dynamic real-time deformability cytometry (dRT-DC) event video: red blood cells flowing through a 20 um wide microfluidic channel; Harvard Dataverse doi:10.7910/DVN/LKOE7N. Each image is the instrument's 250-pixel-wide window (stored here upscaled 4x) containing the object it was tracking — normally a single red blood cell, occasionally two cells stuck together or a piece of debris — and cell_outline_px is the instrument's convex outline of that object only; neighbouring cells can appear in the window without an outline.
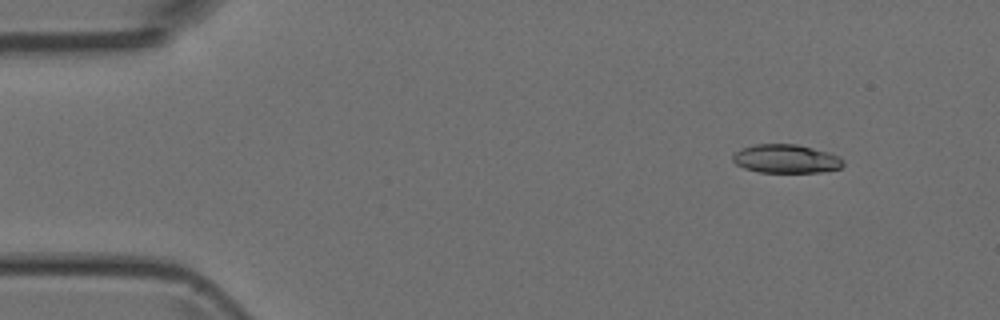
{"species": "Egyptian fruit bat (a non-hibernating species)", "species_latin": "Rousettus aegyptiacus", "temperature_condition": "room temperature", "stored_images_in_passage": 50, "camera_frame_rate_fps": 3000, "um_per_image_px": 0.085, "animal": {"sex": "female"}, "frame": {"image": 1, "passage_image": 6, "time_ms": 1.667, "image_size_px": [1000, 320], "cell_outline_px": [[844, 164], [840, 168], [820, 172], [760, 172], [744, 168], [736, 164], [732, 160], [732, 156], [740, 148], [756, 144], [796, 144], [828, 152], [840, 156], [844, 160]], "centroid_in_image_um": [66.81, 13.49], "position_along_channel_um": 18.2, "area_um2": 18.44}}
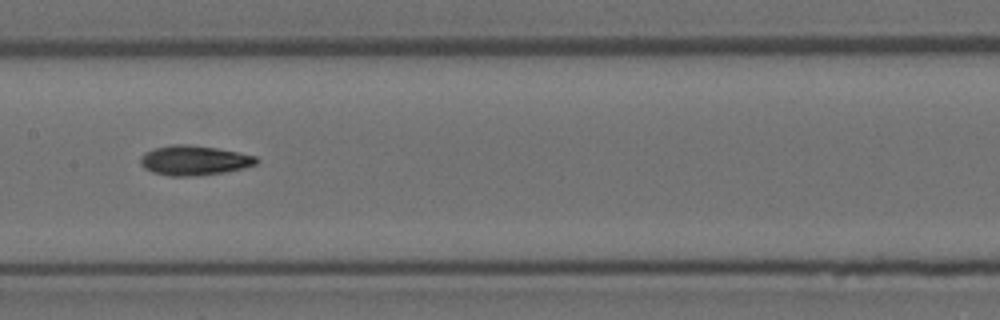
{"frame": {"image": 2, "passage_image": 25, "time_ms": 8.0, "image_size_px": [1000, 320], "cell_outline_px": [[260, 160], [256, 164], [244, 168], [224, 172], [196, 176], [168, 176], [152, 172], [144, 168], [140, 164], [140, 160], [144, 152], [156, 148], [172, 144], [188, 144], [216, 148], [256, 156]], "centroid_in_image_um": [16.49, 13.64], "position_along_channel_um": 190.9, "area_um2": 20.11}}
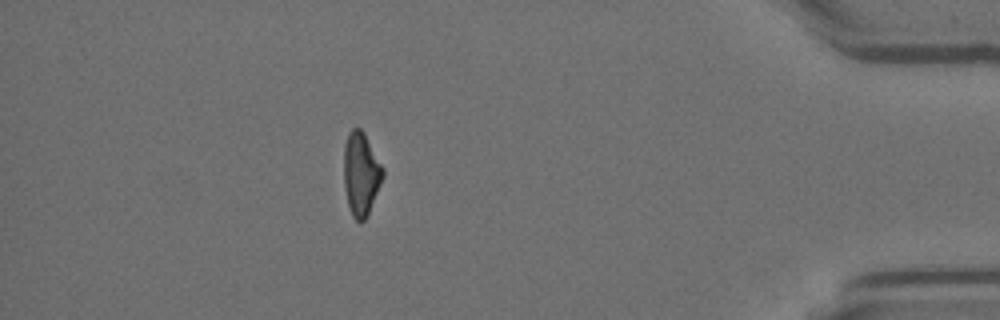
{"frame": {"image": 3, "passage_image": 44, "time_ms": 14.333, "image_size_px": [1000, 320], "cell_outline_px": [[384, 176], [368, 212], [364, 220], [356, 220], [352, 216], [348, 204], [344, 188], [344, 144], [348, 132], [352, 128], [360, 128], [364, 132], [384, 168]], "centroid_in_image_um": [30.68, 14.72], "position_along_channel_um": 404.5, "area_um2": 18.84}}